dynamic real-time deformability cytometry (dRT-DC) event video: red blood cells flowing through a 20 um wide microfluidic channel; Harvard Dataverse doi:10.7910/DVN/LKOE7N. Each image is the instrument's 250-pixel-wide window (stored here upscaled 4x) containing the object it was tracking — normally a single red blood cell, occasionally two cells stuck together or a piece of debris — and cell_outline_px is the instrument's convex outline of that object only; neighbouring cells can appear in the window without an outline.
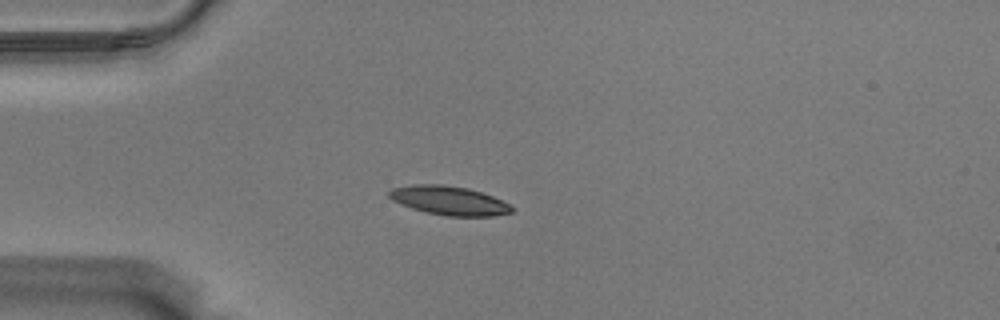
{"species": "Egyptian fruit bat (a non-hibernating species)", "species_latin": "Rousettus aegyptiacus", "temperature_condition": "warm", "stored_images_in_passage": 43, "camera_frame_rate_fps": 3000, "um_per_image_px": 0.085, "animal": {"sex": "male"}, "frame": {"image": 1, "passage_image": 1, "time_ms": 0.0, "image_size_px": [1000, 320], "cell_outline_px": [[516, 208], [512, 212], [492, 216], [448, 216], [428, 212], [412, 208], [400, 204], [392, 200], [388, 196], [388, 192], [392, 188], [412, 184], [444, 184], [468, 188], [492, 196]], "centroid_in_image_um": [38.15, 17.04], "position_along_channel_um": 46.8, "area_um2": 20.63}}
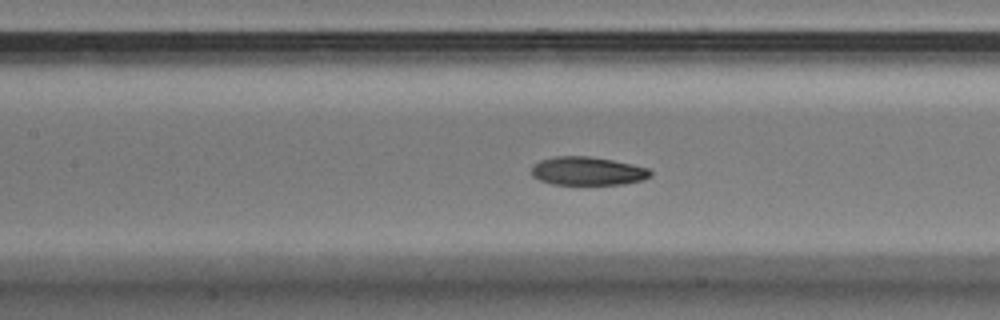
{"frame": {"image": 2, "passage_image": 12, "time_ms": 3.667, "image_size_px": [1000, 320], "cell_outline_px": [[652, 176], [644, 180], [624, 184], [552, 184], [540, 180], [532, 176], [532, 164], [540, 160], [556, 156], [588, 156], [612, 160], [632, 164], [648, 168], [652, 172]], "centroid_in_image_um": [49.95, 14.54], "position_along_channel_um": 157.4, "area_um2": 19.77}}
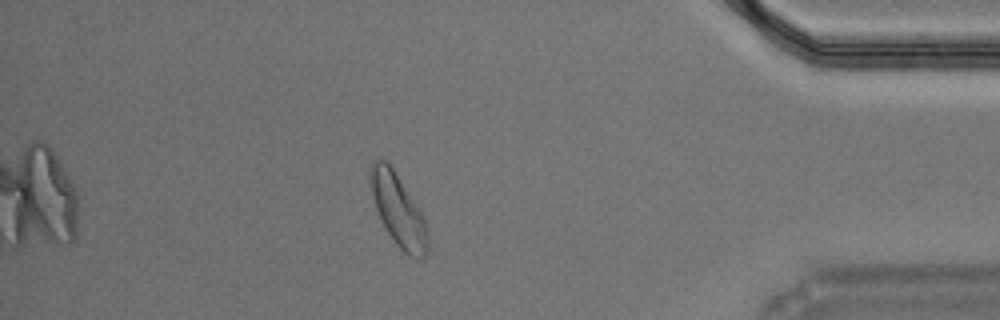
{"frame": {"image": 3, "passage_image": 36, "time_ms": 11.667, "image_size_px": [1000, 320], "cell_outline_px": [[428, 252], [424, 256], [416, 260], [408, 256], [396, 244], [388, 232], [376, 208], [368, 180], [368, 172], [372, 164], [380, 156], [392, 168], [420, 208], [428, 228]], "centroid_in_image_um": [33.87, 17.87], "position_along_channel_um": 401.3, "area_um2": 24.1}, "authors_computed_cell_mechanics": {"area_um2": 20.7502, "velocity_mm_per_s": 3.5075, "shape_relaxation_time_tau1_ms": 3.1809, "shape_relaxation_time_tau2_ms": 3.2789, "deformation_change_tau1": 0.1387, "deformation_change_tau2": 0.0871}}